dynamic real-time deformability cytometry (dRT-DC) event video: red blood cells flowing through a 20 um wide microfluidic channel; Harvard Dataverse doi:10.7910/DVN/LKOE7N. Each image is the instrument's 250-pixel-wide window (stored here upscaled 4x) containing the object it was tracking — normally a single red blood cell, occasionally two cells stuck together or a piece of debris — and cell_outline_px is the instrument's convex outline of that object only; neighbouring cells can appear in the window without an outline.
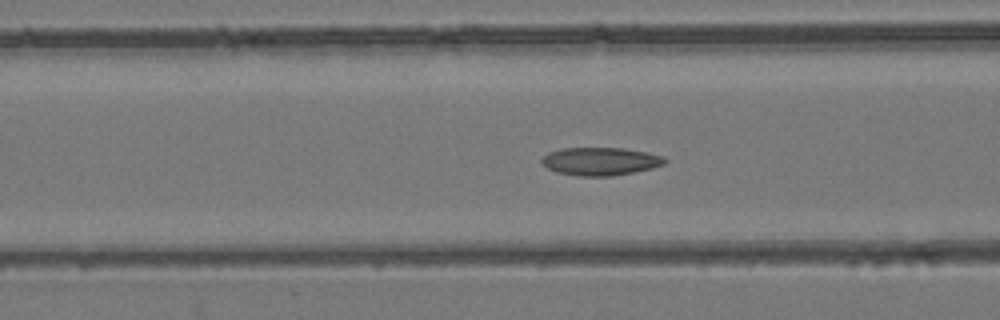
{"species": "common noctule bat (a hibernating species)", "species_latin": "Nyctalus noctula", "temperature_condition": "room temperature", "stored_images_in_passage": 33, "camera_frame_rate_fps": 3000, "um_per_image_px": 0.085, "animal": {"sex": "female", "body_mass_g": 24.6, "forearm_length_mm": 56.2}, "frame": {"image": 1, "passage_image": 22, "time_ms": 7.0, "image_size_px": [1000, 320], "cell_outline_px": [[668, 160], [664, 164], [652, 168], [612, 176], [580, 176], [556, 172], [548, 168], [540, 160], [548, 152], [560, 148], [624, 148], [648, 152], [664, 156]], "centroid_in_image_um": [51.05, 13.7], "position_along_channel_um": 115.5, "area_um2": 20.11}}
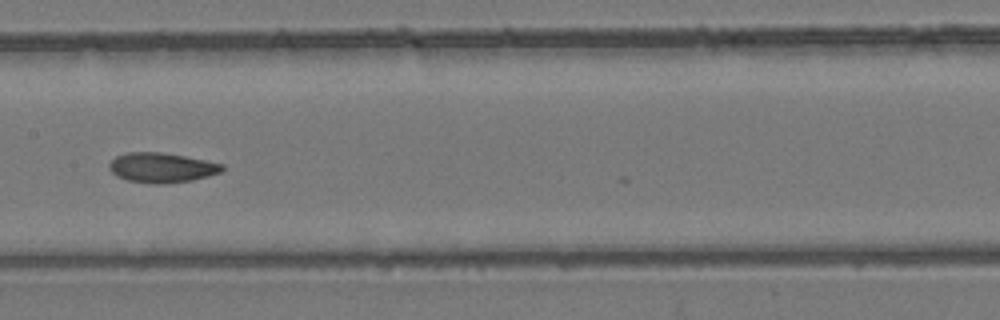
{"frame": {"image": 2, "passage_image": 28, "time_ms": 9.0, "image_size_px": [1000, 320], "cell_outline_px": [[224, 168], [220, 172], [208, 176], [192, 180], [160, 184], [152, 184], [128, 180], [116, 176], [108, 168], [108, 164], [116, 156], [128, 152], [160, 152], [184, 156], [224, 164]], "centroid_in_image_um": [13.72, 14.25], "position_along_channel_um": 193.7, "area_um2": 19.54}}
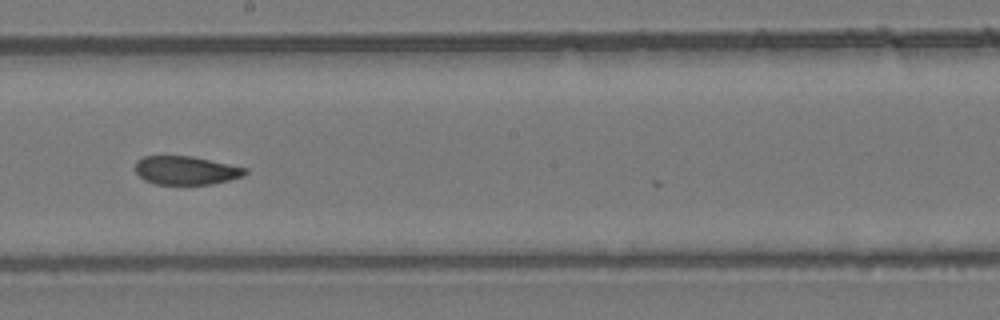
{"frame": {"image": 3, "passage_image": 31, "time_ms": 10.0, "image_size_px": [1000, 320], "cell_outline_px": [[248, 172], [244, 176], [212, 184], [156, 184], [144, 180], [136, 172], [136, 160], [144, 156], [192, 156], [248, 168]], "centroid_in_image_um": [15.83, 14.48], "position_along_channel_um": 232.4, "area_um2": 18.26}}